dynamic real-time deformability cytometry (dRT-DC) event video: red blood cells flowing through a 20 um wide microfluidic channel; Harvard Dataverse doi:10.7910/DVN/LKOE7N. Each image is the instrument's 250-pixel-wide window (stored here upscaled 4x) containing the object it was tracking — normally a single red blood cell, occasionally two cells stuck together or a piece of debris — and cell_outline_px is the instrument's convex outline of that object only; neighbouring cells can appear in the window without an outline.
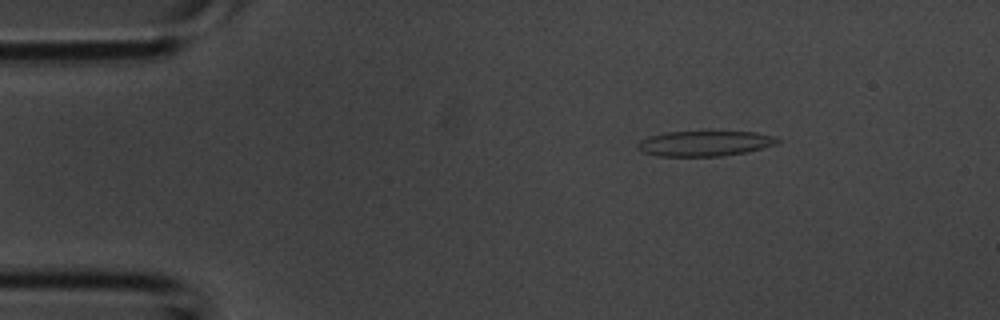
{"species": "common noctule bat (a hibernating species)", "species_latin": "Nyctalus noctula", "temperature_condition": "room temperature", "stored_images_in_passage": 2, "camera_frame_rate_fps": 3000, "um_per_image_px": 0.085, "animal": {"sex": "male", "body_mass_g": 20.1, "forearm_length_mm": 53.5}, "frame": {"image": 1, "passage_image": 1, "time_ms": 0.0, "image_size_px": [1000, 320], "cell_outline_px": [[780, 140], [776, 144], [748, 152], [720, 156], [656, 156], [640, 152], [636, 148], [636, 144], [640, 140], [648, 136], [664, 132], [756, 132], [772, 136]], "centroid_in_image_um": [59.82, 12.2], "position_along_channel_um": 25.2, "area_um2": 20.69}}